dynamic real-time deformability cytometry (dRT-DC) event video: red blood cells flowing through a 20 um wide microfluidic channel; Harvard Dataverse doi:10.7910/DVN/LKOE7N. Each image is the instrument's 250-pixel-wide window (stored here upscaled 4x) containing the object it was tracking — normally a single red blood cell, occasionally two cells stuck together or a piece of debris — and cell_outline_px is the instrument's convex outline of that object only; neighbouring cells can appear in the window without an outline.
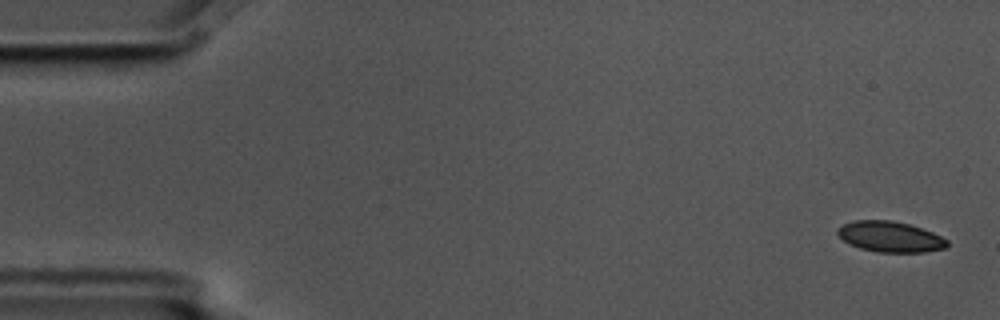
{"species": "common noctule bat (a hibernating species)", "species_latin": "Nyctalus noctula", "temperature_condition": "cold", "stored_images_in_passage": 10, "camera_frame_rate_fps": 3000, "um_per_image_px": 0.085, "animal": {"sex": "male", "body_mass_g": 17.5, "forearm_length_mm": 52.3}, "frame": {"image": 1, "passage_image": 1, "time_ms": 0.0, "image_size_px": [1000, 320], "cell_outline_px": [[948, 248], [924, 252], [880, 252], [860, 248], [844, 240], [836, 232], [836, 228], [852, 220], [892, 220], [908, 224], [932, 232], [948, 240]], "centroid_in_image_um": [75.67, 20.12], "position_along_channel_um": 9.3, "area_um2": 19.48}}
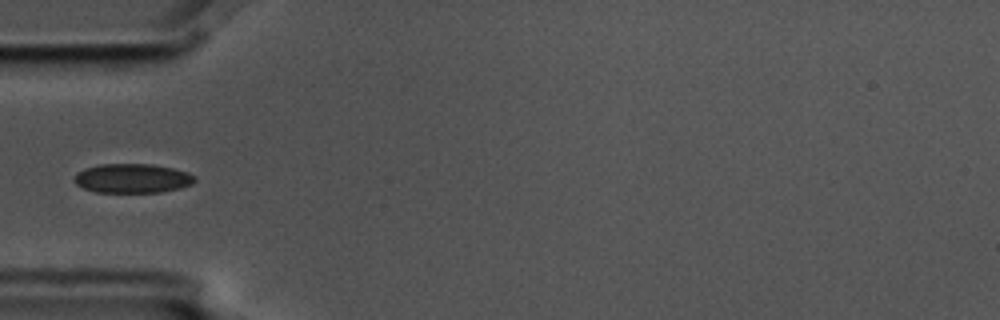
{"frame": {"image": 2, "passage_image": 5, "time_ms": 1.333, "image_size_px": [1000, 320], "cell_outline_px": [[196, 180], [192, 184], [180, 188], [160, 192], [96, 192], [84, 188], [76, 184], [72, 180], [76, 172], [84, 168], [100, 164], [152, 164], [172, 168], [188, 172], [196, 176]], "centroid_in_image_um": [11.24, 15.15], "position_along_channel_um": 73.8, "area_um2": 20.69}}